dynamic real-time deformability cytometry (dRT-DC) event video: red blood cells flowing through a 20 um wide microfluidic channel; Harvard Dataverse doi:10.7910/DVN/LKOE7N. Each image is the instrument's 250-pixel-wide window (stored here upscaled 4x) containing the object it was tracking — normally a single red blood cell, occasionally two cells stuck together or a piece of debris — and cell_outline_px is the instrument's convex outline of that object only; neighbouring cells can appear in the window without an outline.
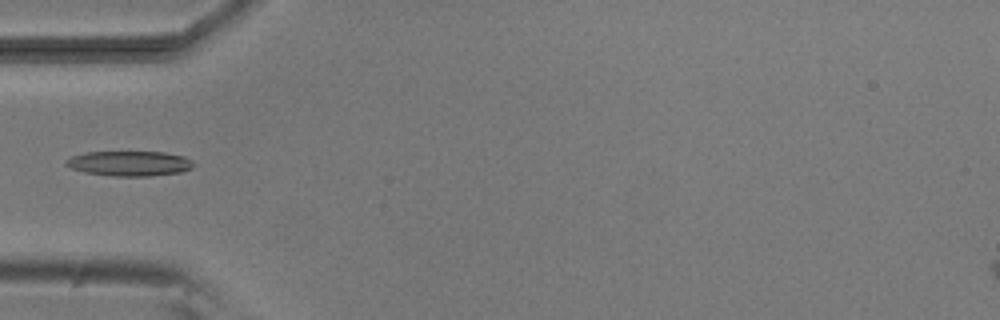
{"species": "common noctule bat (a hibernating species)", "species_latin": "Nyctalus noctula", "temperature_condition": "room temperature", "stored_images_in_passage": 6, "camera_frame_rate_fps": 3000, "um_per_image_px": 0.085, "animal": {"sex": "male", "body_mass_g": 20.5, "forearm_length_mm": 52.5}, "frame": {"image": 1, "passage_image": 4, "time_ms": 4.333, "image_size_px": [1000, 320], "cell_outline_px": [[196, 164], [192, 168], [180, 172], [152, 176], [112, 176], [84, 172], [72, 168], [64, 164], [64, 160], [72, 156], [88, 152], [164, 152], [184, 156], [192, 160]], "centroid_in_image_um": [11.03, 13.89], "position_along_channel_um": 74.0, "area_um2": 18.67}}
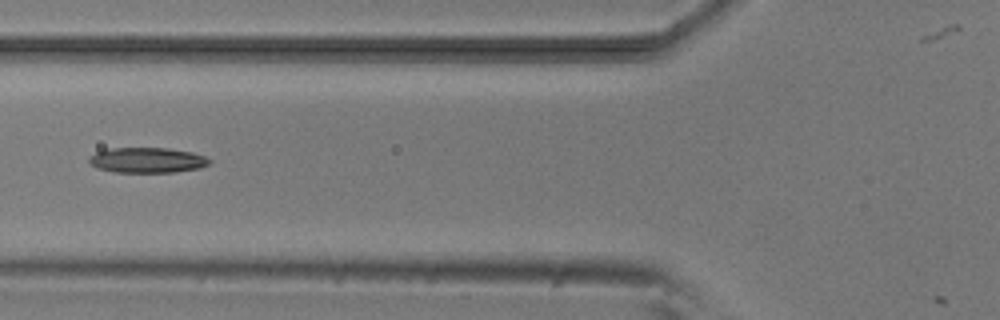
{"frame": {"image": 2, "passage_image": 5, "time_ms": 5.333, "image_size_px": [1000, 320], "cell_outline_px": [[212, 160], [208, 164], [200, 168], [176, 172], [112, 172], [96, 168], [88, 160], [88, 156], [96, 152], [112, 148], [168, 148], [192, 152], [204, 156]], "centroid_in_image_um": [12.5, 13.61], "position_along_channel_um": 113.3, "area_um2": 17.8}}
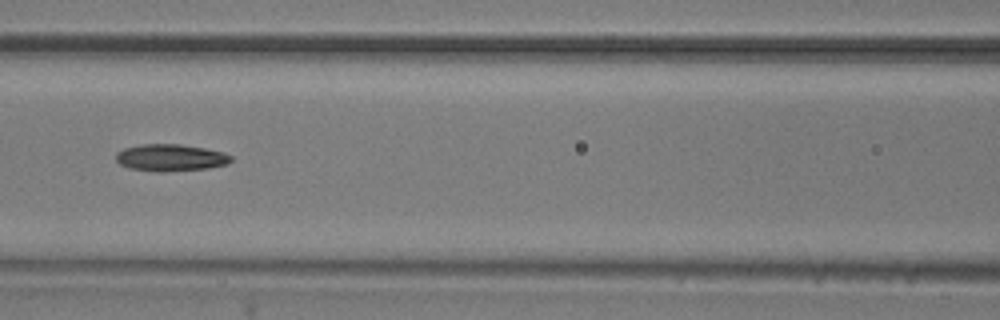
{"frame": {"image": 3, "passage_image": 6, "time_ms": 6.333, "image_size_px": [1000, 320], "cell_outline_px": [[232, 160], [228, 164], [208, 168], [164, 172], [156, 172], [128, 168], [120, 164], [116, 160], [116, 152], [124, 148], [140, 144], [180, 144], [204, 148], [224, 152], [232, 156]], "centroid_in_image_um": [14.49, 13.4], "position_along_channel_um": 152.1, "area_um2": 18.26}}